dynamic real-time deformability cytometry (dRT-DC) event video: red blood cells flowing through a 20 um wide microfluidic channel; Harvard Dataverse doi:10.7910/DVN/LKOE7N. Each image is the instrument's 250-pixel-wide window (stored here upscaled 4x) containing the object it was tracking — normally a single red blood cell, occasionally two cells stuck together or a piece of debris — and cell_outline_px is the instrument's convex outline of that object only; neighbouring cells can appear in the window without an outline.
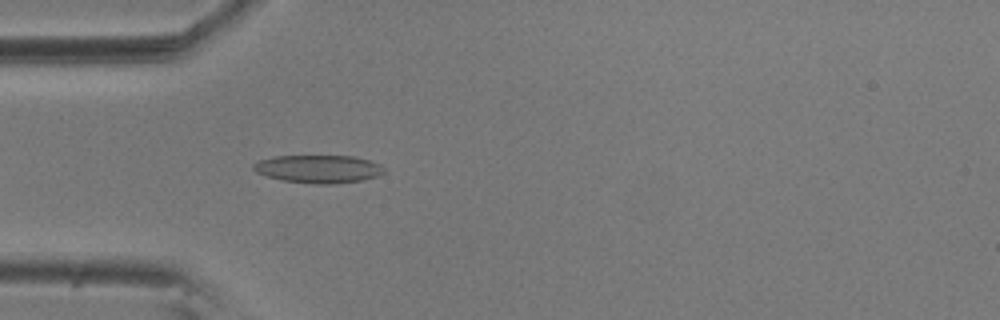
{"species": "common noctule bat (a hibernating species)", "species_latin": "Nyctalus noctula", "temperature_condition": "room temperature", "stored_images_in_passage": 42, "camera_frame_rate_fps": 3000, "um_per_image_px": 0.085, "animal": {"sex": "male", "body_mass_g": 20.5, "forearm_length_mm": 52.5}, "frame": {"image": 1, "passage_image": 8, "time_ms": 2.333, "image_size_px": [1000, 320], "cell_outline_px": [[384, 172], [376, 176], [360, 180], [336, 184], [312, 184], [280, 180], [256, 172], [252, 168], [252, 164], [260, 160], [276, 156], [356, 156], [380, 164], [384, 168]], "centroid_in_image_um": [27.05, 14.36], "position_along_channel_um": 57.9, "area_um2": 21.27}}
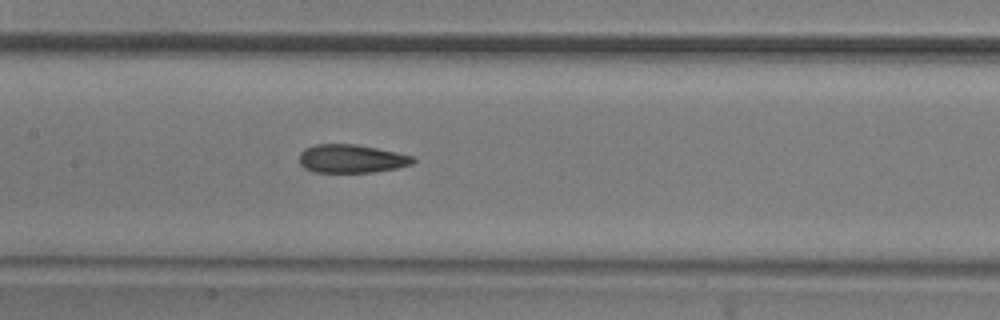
{"frame": {"image": 2, "passage_image": 18, "time_ms": 5.667, "image_size_px": [1000, 320], "cell_outline_px": [[416, 160], [412, 164], [396, 168], [372, 172], [316, 172], [304, 168], [300, 164], [300, 152], [304, 148], [316, 144], [356, 144], [396, 152], [412, 156]], "centroid_in_image_um": [29.85, 13.48], "position_along_channel_um": 177.5, "area_um2": 18.73}}
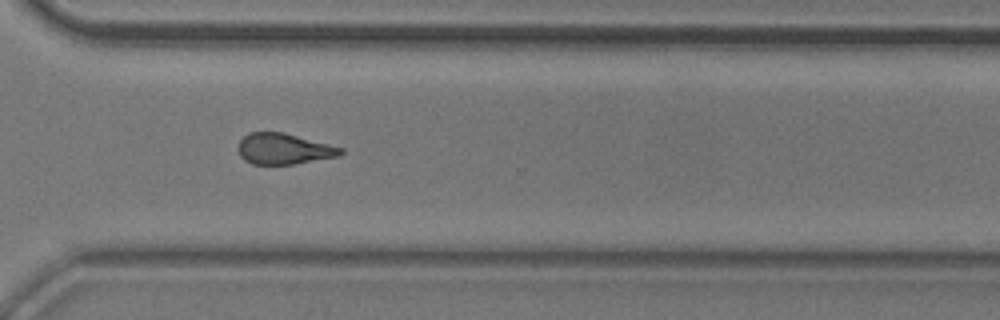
{"frame": {"image": 3, "passage_image": 32, "time_ms": 10.333, "image_size_px": [1000, 320], "cell_outline_px": [[344, 152], [340, 156], [292, 164], [252, 164], [244, 160], [240, 156], [236, 148], [240, 140], [248, 132], [284, 132], [344, 148]], "centroid_in_image_um": [24.1, 12.65], "position_along_channel_um": 346.5, "area_um2": 18.61}, "authors_computed_cell_mechanics": {"area_um2": 19.3341, "velocity_mm_per_s": 3.6334, "shape_relaxation_time_tau1_ms": 6.6655, "shape_relaxation_time_tau2_ms": 2.3569, "deformation_change_tau1": 0.1691, "deformation_change_tau2": 0.111}}